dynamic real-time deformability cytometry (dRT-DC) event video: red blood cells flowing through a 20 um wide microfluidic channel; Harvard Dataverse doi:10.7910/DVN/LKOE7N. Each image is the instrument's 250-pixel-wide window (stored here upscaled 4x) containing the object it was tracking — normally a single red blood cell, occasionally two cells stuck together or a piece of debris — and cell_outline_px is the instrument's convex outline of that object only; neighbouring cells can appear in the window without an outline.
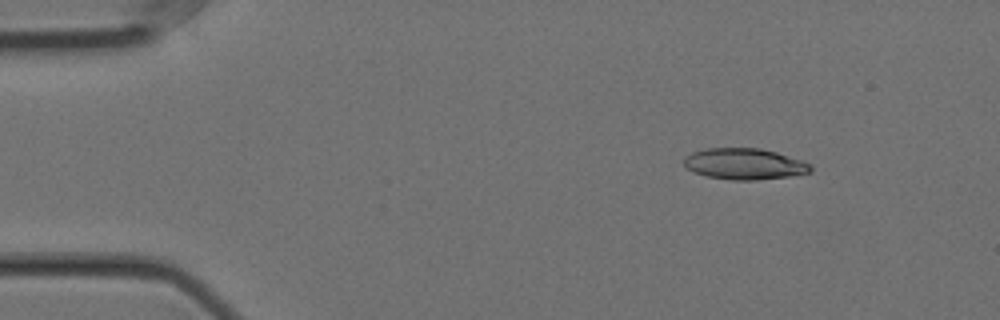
{"species": "Egyptian fruit bat (a non-hibernating species)", "species_latin": "Rousettus aegyptiacus", "temperature_condition": "cold", "stored_images_in_passage": 50, "camera_frame_rate_fps": 3000, "um_per_image_px": 0.085, "animal": {"sex": "female"}, "frame": {"image": 1, "passage_image": 1, "time_ms": 0.0, "image_size_px": [1000, 320], "cell_outline_px": [[812, 172], [796, 176], [756, 180], [732, 180], [704, 176], [692, 172], [684, 164], [684, 156], [692, 152], [708, 148], [760, 148], [776, 152], [812, 164]], "centroid_in_image_um": [63.29, 13.95], "position_along_channel_um": 21.7, "area_um2": 23.29}}
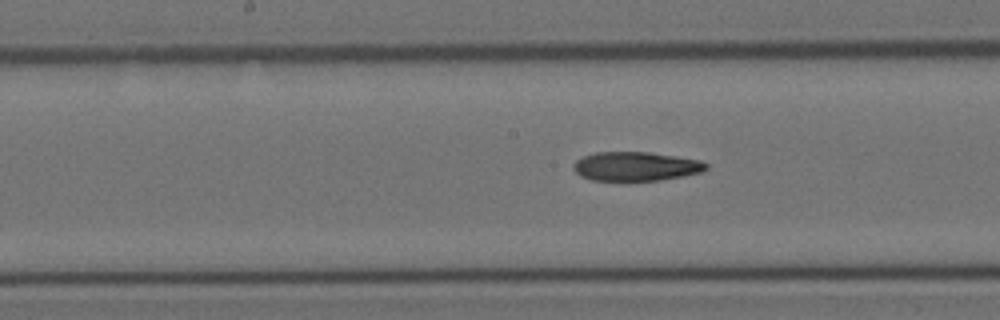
{"frame": {"image": 2, "passage_image": 22, "time_ms": 7.0, "image_size_px": [1000, 320], "cell_outline_px": [[708, 168], [700, 172], [684, 176], [660, 180], [628, 184], [592, 180], [580, 176], [572, 168], [576, 160], [584, 156], [596, 152], [648, 152], [676, 156], [700, 160], [708, 164]], "centroid_in_image_um": [54.01, 14.19], "position_along_channel_um": 194.2, "area_um2": 23.35}}
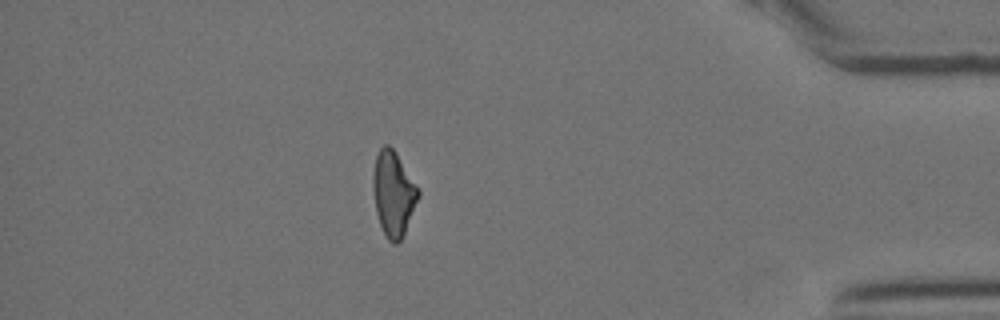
{"frame": {"image": 3, "passage_image": 43, "time_ms": 14.0, "image_size_px": [1000, 320], "cell_outline_px": [[420, 196], [404, 232], [400, 240], [396, 244], [392, 244], [388, 240], [380, 224], [376, 212], [372, 184], [372, 176], [376, 156], [380, 148], [384, 144], [388, 144], [396, 152], [420, 192]], "centroid_in_image_um": [33.42, 16.44], "position_along_channel_um": 401.8, "area_um2": 22.08}, "authors_computed_cell_mechanics": {"area_um2": 23.0622, "velocity_mm_per_s": 3.5695, "shape_relaxation_time_tau1_ms": null, "shape_relaxation_time_tau2_ms": 6.4254, "deformation_change_tau1": null, "deformation_change_tau2": 0.1644}}